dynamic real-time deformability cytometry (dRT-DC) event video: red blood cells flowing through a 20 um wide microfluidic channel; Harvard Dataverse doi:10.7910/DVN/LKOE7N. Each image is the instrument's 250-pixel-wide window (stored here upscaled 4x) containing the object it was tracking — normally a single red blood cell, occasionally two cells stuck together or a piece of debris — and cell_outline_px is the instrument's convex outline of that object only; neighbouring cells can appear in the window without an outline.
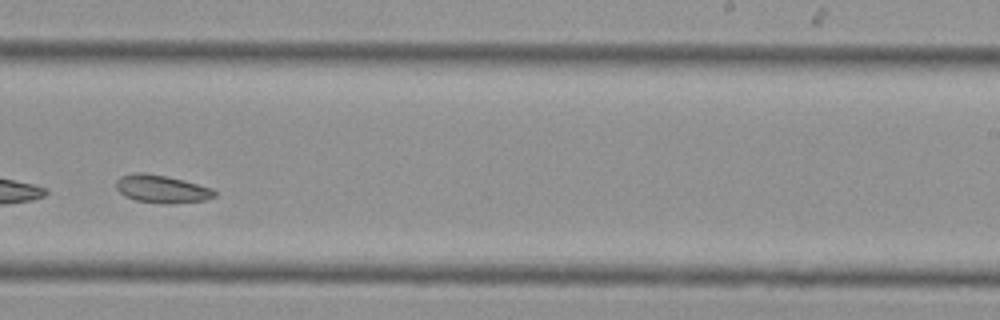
{"species": "Egyptian fruit bat (a non-hibernating species)", "species_latin": "Rousettus aegyptiacus", "temperature_condition": "cold", "stored_images_in_passage": 21, "camera_frame_rate_fps": 3000, "um_per_image_px": 0.085, "animal": {"sex": "female"}, "frame": {"image": 1, "passage_image": 10, "time_ms": 3.0, "image_size_px": [1000, 320], "cell_outline_px": [[216, 196], [204, 200], [168, 204], [160, 204], [136, 200], [124, 196], [116, 188], [116, 180], [120, 176], [136, 172], [144, 172], [184, 180], [212, 188], [216, 192]], "centroid_in_image_um": [13.73, 16.06], "position_along_channel_um": 275.3, "area_um2": 16.01}}
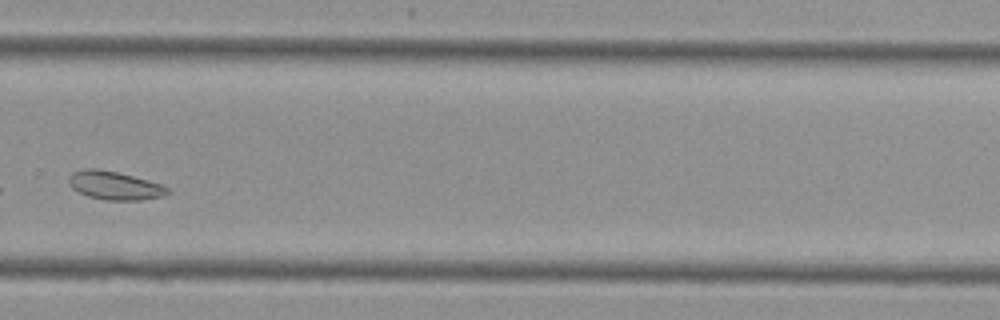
{"frame": {"image": 2, "passage_image": 12, "time_ms": 3.667, "image_size_px": [1000, 320], "cell_outline_px": [[172, 192], [164, 196], [140, 200], [108, 200], [88, 196], [72, 188], [68, 184], [68, 176], [72, 172], [84, 168], [96, 168], [116, 172], [164, 184]], "centroid_in_image_um": [9.76, 15.76], "position_along_channel_um": 320.0, "area_um2": 16.47}}
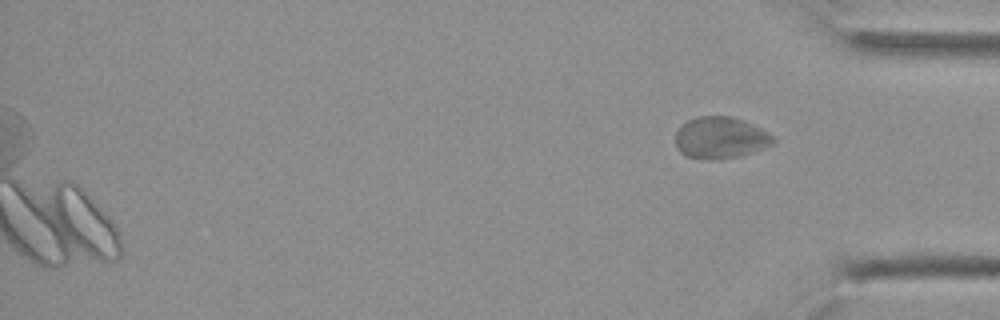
{"frame": {"image": 3, "passage_image": 21, "time_ms": 6.667, "image_size_px": [1000, 320], "cell_outline_px": [[776, 140], [772, 144], [736, 156], [716, 160], [708, 160], [684, 156], [680, 152], [676, 144], [676, 132], [680, 124], [696, 116], [732, 116], [744, 120], [768, 132]], "centroid_in_image_um": [61.18, 11.69], "position_along_channel_um": 374.0, "area_um2": 23.64}}